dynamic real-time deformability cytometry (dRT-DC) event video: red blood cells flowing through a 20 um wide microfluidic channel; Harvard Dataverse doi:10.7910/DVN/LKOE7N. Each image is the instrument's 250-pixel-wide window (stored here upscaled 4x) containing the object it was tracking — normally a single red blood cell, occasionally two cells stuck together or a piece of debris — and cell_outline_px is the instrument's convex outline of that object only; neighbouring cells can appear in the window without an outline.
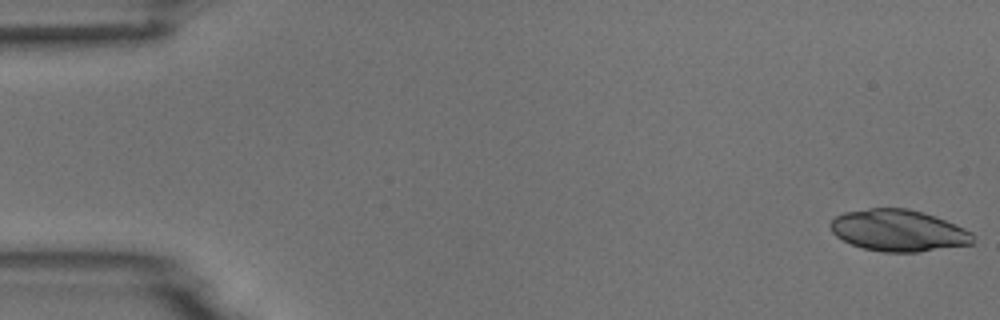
{"species": "common noctule bat (a hibernating species)", "species_latin": "Nyctalus noctula", "temperature_condition": "room temperature", "stored_images_in_passage": 4, "camera_frame_rate_fps": 3000, "um_per_image_px": 0.085, "animal": {"sex": "male", "body_mass_g": 18.8}, "frame": {"image": 1, "passage_image": 1, "time_ms": 0.0, "image_size_px": [1000, 320], "cell_outline_px": [[976, 244], [916, 252], [884, 252], [864, 248], [852, 244], [836, 236], [832, 232], [828, 224], [836, 216], [844, 212], [868, 208], [908, 208], [944, 220], [964, 228], [972, 232], [976, 236]], "centroid_in_image_um": [76.39, 19.6], "position_along_channel_um": 8.6, "area_um2": 34.62}}